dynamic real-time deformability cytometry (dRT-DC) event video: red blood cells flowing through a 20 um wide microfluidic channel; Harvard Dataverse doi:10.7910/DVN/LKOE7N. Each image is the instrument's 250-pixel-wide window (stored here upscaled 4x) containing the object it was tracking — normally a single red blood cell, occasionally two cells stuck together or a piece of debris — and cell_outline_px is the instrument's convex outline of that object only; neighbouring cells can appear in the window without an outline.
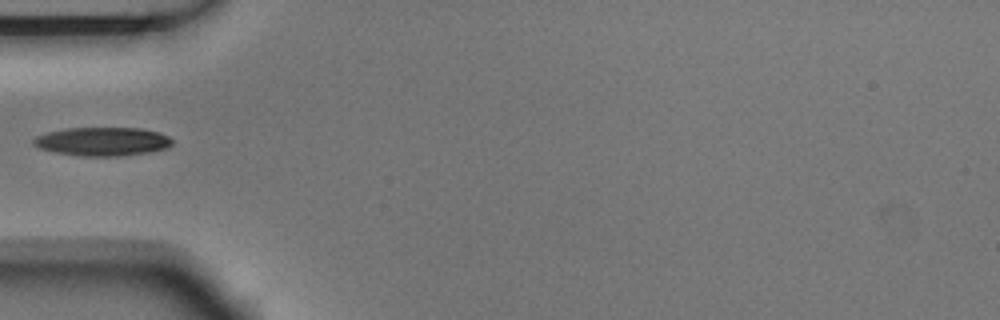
{"species": "Egyptian fruit bat (a non-hibernating species)", "species_latin": "Rousettus aegyptiacus", "temperature_condition": "room temperature", "stored_images_in_passage": 1, "camera_frame_rate_fps": 3000, "um_per_image_px": 0.085, "animal": {"sex": "male"}, "frame": {"image": 1, "passage_image": 1, "time_ms": 0.0, "image_size_px": [1000, 320], "cell_outline_px": [[172, 144], [168, 148], [148, 152], [120, 156], [80, 156], [56, 152], [40, 148], [32, 144], [32, 140], [36, 136], [48, 132], [68, 128], [140, 128], [156, 132], [168, 136], [172, 140]], "centroid_in_image_um": [8.7, 12.03], "position_along_channel_um": 76.3, "area_um2": 23.0}}